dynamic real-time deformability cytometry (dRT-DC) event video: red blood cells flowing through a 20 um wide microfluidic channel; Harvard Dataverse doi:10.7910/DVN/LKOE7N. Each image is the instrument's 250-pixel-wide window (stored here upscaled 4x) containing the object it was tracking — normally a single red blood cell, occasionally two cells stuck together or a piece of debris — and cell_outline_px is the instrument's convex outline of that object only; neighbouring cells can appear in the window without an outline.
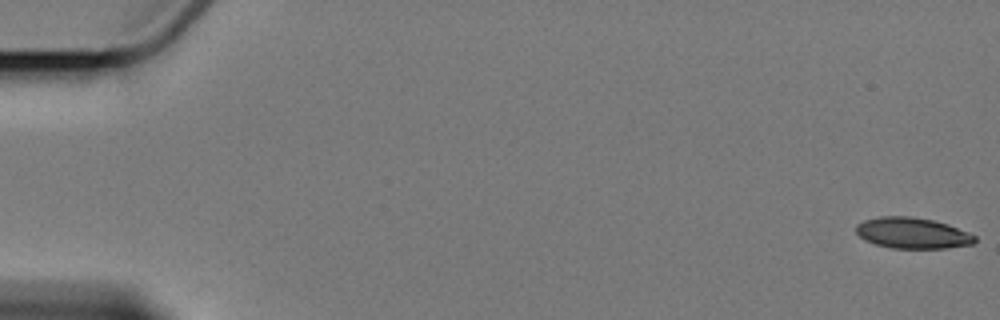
{"species": "Egyptian fruit bat (a non-hibernating species)", "species_latin": "Rousettus aegyptiacus", "temperature_condition": "cold", "stored_images_in_passage": 8, "camera_frame_rate_fps": 3000, "um_per_image_px": 0.085, "animal": {"sex": "female"}, "frame": {"image": 1, "passage_image": 1, "time_ms": 0.0, "image_size_px": [1000, 320], "cell_outline_px": [[976, 240], [972, 244], [944, 248], [892, 248], [876, 244], [864, 240], [856, 232], [856, 224], [864, 220], [880, 216], [912, 216], [932, 220], [948, 224], [968, 232], [976, 236]], "centroid_in_image_um": [77.54, 19.8], "position_along_channel_um": 7.5, "area_um2": 21.39}}
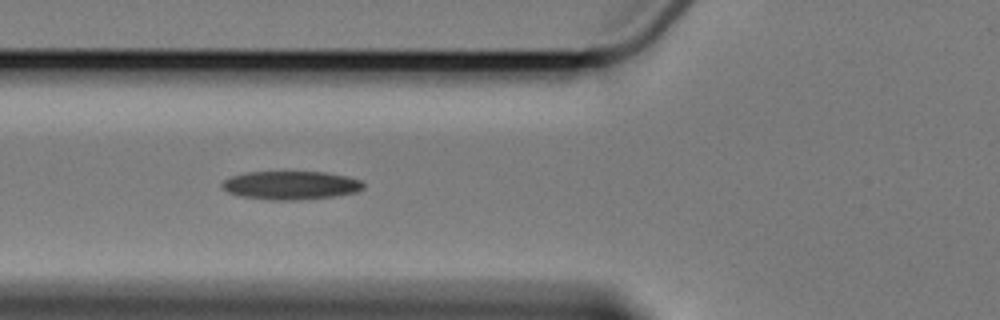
{"frame": {"image": 2, "passage_image": 6, "time_ms": 7.333, "image_size_px": [1000, 320], "cell_outline_px": [[364, 188], [360, 192], [332, 196], [300, 200], [272, 200], [240, 196], [228, 192], [220, 184], [224, 180], [232, 176], [244, 172], [324, 172], [348, 176], [360, 180], [364, 184]], "centroid_in_image_um": [24.74, 15.75], "position_along_channel_um": 101.1, "area_um2": 23.52}}
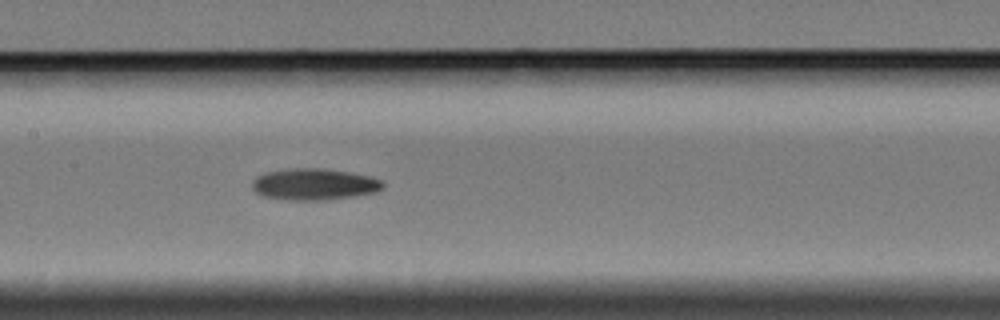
{"frame": {"image": 3, "passage_image": 8, "time_ms": 9.667, "image_size_px": [1000, 320], "cell_outline_px": [[384, 188], [376, 192], [352, 196], [324, 200], [288, 200], [264, 196], [256, 192], [252, 188], [252, 180], [256, 176], [264, 172], [296, 168], [320, 168], [348, 172], [368, 176], [380, 180], [384, 184]], "centroid_in_image_um": [26.67, 15.66], "position_along_channel_um": 180.7, "area_um2": 23.87}}